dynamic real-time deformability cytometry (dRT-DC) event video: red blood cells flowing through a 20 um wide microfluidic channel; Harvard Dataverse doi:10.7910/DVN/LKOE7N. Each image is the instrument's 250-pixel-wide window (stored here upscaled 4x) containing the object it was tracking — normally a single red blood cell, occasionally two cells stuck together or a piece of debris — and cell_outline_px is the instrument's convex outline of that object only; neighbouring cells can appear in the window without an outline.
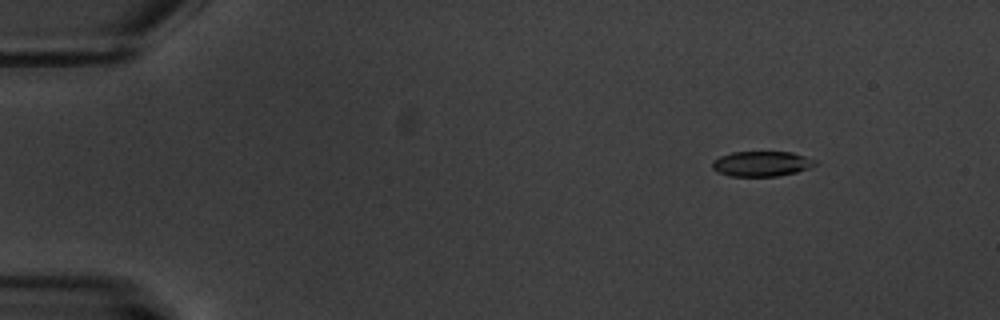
{"species": "common noctule bat (a hibernating species)", "species_latin": "Nyctalus noctula", "temperature_condition": "warm", "stored_images_in_passage": 5, "camera_frame_rate_fps": 3000, "um_per_image_px": 0.085, "animal": {"sex": "male", "body_mass_g": 20.1, "forearm_length_mm": 53.5}, "frame": {"image": 1, "passage_image": 3, "time_ms": 2.333, "image_size_px": [1000, 320], "cell_outline_px": [[820, 164], [796, 172], [776, 176], [728, 176], [716, 172], [712, 168], [712, 160], [720, 156], [732, 152], [792, 152], [816, 160]], "centroid_in_image_um": [64.72, 13.92], "position_along_channel_um": 20.3, "area_um2": 15.2}}
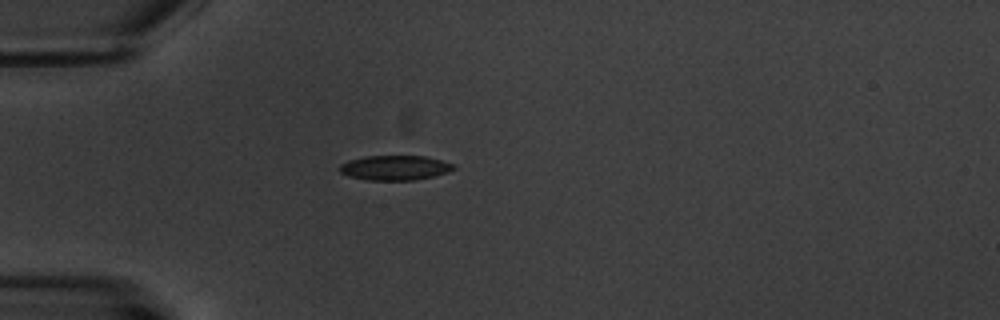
{"frame": {"image": 2, "passage_image": 5, "time_ms": 5.667, "image_size_px": [1000, 320], "cell_outline_px": [[456, 168], [448, 172], [416, 180], [368, 180], [348, 176], [340, 172], [336, 168], [340, 164], [348, 160], [364, 156], [424, 156], [440, 160], [452, 164]], "centroid_in_image_um": [33.5, 14.26], "position_along_channel_um": 51.5, "area_um2": 16.47}}